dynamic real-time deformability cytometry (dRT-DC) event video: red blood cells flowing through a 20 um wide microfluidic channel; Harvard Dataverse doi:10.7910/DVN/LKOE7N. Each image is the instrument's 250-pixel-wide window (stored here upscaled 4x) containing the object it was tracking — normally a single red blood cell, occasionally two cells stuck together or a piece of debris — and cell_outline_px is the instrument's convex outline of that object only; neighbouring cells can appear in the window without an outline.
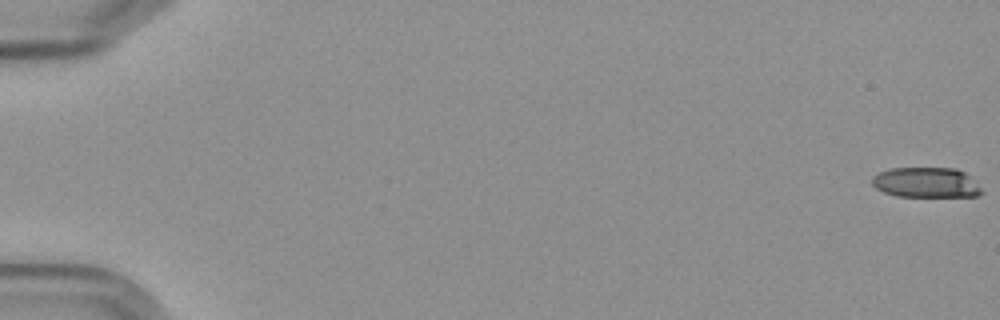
{"species": "Egyptian fruit bat (a non-hibernating species)", "species_latin": "Rousettus aegyptiacus", "temperature_condition": "cold", "stored_images_in_passage": 10, "camera_frame_rate_fps": 3000, "um_per_image_px": 0.085, "frame": {"image": 1, "passage_image": 1, "time_ms": 0.0, "image_size_px": [1000, 320], "cell_outline_px": [[984, 192], [976, 196], [896, 196], [884, 192], [876, 188], [872, 184], [872, 176], [888, 168], [956, 168], [964, 172]], "centroid_in_image_um": [78.68, 15.51], "position_along_channel_um": 6.3, "area_um2": 19.13}}
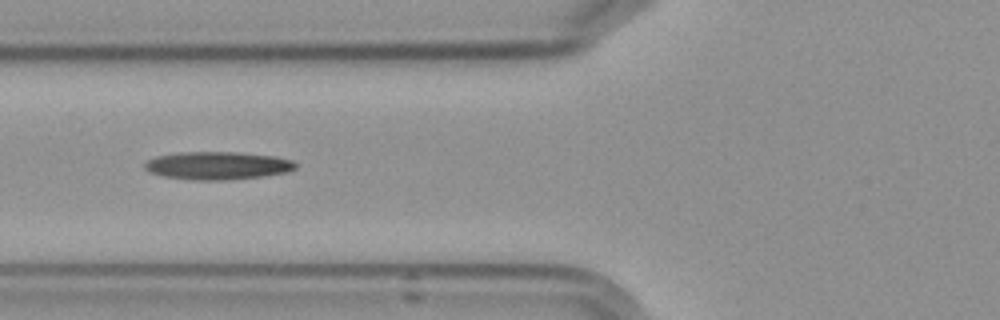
{"frame": {"image": 2, "passage_image": 7, "time_ms": 7.667, "image_size_px": [1000, 320], "cell_outline_px": [[296, 168], [288, 172], [260, 176], [228, 180], [192, 180], [164, 176], [148, 172], [144, 168], [144, 164], [148, 160], [156, 156], [180, 152], [236, 152], [276, 156], [292, 160], [296, 164]], "centroid_in_image_um": [18.48, 14.07], "position_along_channel_um": 107.3, "area_um2": 24.57}}
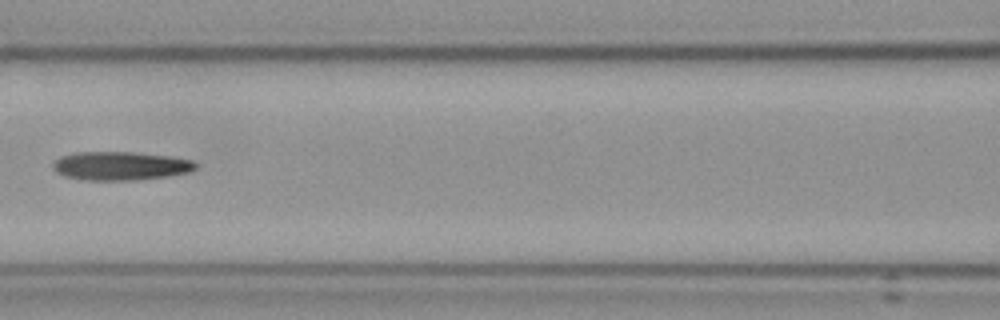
{"frame": {"image": 3, "passage_image": 8, "time_ms": 9.0, "image_size_px": [1000, 320], "cell_outline_px": [[196, 168], [188, 172], [168, 176], [132, 180], [84, 180], [64, 176], [56, 172], [52, 168], [52, 164], [60, 156], [76, 152], [132, 152], [168, 156], [192, 160], [196, 164]], "centroid_in_image_um": [10.19, 14.1], "position_along_channel_um": 156.4, "area_um2": 23.7}}